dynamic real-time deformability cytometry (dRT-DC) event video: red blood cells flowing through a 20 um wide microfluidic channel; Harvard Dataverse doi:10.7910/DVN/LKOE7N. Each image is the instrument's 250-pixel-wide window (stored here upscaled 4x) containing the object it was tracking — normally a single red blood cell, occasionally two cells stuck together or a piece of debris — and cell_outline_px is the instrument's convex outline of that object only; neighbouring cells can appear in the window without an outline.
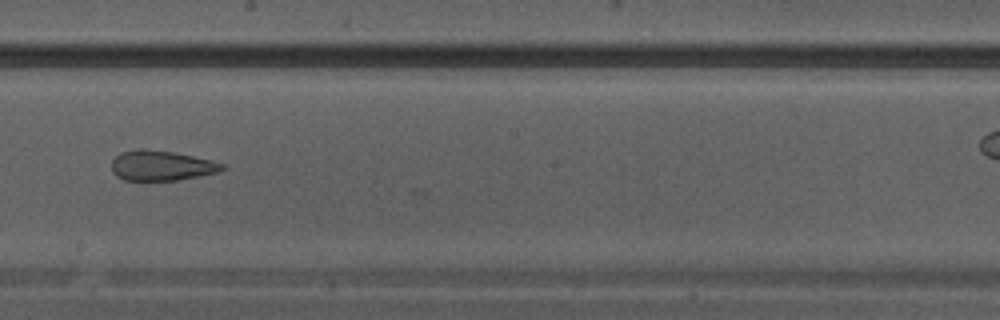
{"species": "Egyptian fruit bat (a non-hibernating species)", "species_latin": "Rousettus aegyptiacus", "temperature_condition": "warm", "stored_images_in_passage": 12, "camera_frame_rate_fps": 3000, "um_per_image_px": 0.085, "animal": {"sex": "male"}, "frame": {"image": 1, "passage_image": 9, "time_ms": 2.667, "image_size_px": [1000, 320], "cell_outline_px": [[228, 168], [220, 172], [200, 176], [176, 180], [124, 180], [116, 176], [112, 172], [112, 160], [120, 152], [140, 148], [144, 148], [172, 152], [212, 160], [228, 164]], "centroid_in_image_um": [13.77, 14.07], "position_along_channel_um": 234.4, "area_um2": 19.65}}